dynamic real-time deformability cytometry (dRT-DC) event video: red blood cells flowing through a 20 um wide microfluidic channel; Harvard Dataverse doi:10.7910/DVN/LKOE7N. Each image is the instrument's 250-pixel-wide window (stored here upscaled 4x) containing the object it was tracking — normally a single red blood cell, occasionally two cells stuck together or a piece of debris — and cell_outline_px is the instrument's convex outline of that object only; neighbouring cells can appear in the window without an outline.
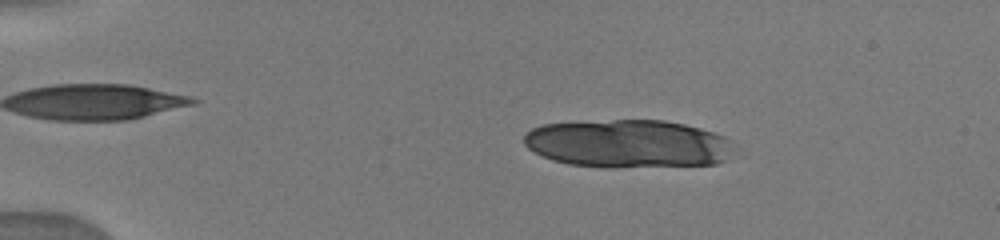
{"species": "human", "species_latin": "Homo sapiens", "temperature_condition": "warm", "stored_images_in_passage": 23, "camera_frame_rate_fps": 3000, "um_per_image_px": 0.085, "donor": {"sex": "male"}, "frame": {"image": 1, "passage_image": 4, "time_ms": 2.0, "image_size_px": [1000, 240], "cell_outline_px": [[732, 148], [728, 160], [716, 164], [612, 168], [608, 168], [568, 164], [552, 160], [528, 148], [524, 144], [524, 136], [532, 128], [540, 124], [612, 120], [664, 120], [684, 124], [700, 128], [724, 136], [728, 140]], "centroid_in_image_um": [53.37, 12.22], "position_along_channel_um": 31.6, "area_um2": 59.01}}